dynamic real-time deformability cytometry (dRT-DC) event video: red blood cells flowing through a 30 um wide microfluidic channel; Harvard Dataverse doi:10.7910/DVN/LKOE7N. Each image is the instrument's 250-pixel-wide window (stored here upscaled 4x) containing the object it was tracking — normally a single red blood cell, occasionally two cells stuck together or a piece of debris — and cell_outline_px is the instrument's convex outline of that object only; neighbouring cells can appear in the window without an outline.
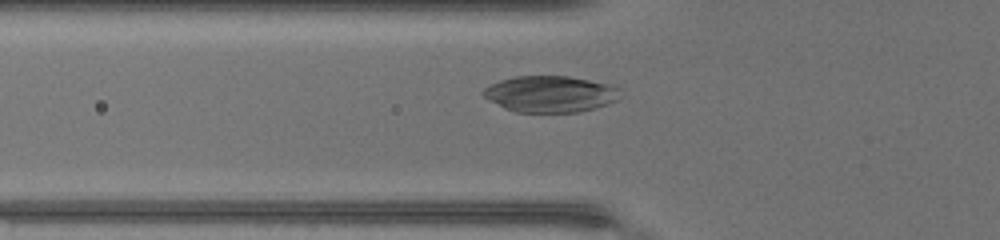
{"species": "common noctule bat (a hibernating species)", "species_latin": "Nyctalus noctula", "temperature_condition": "warm", "stored_images_in_passage": 36, "camera_frame_rate_fps": 3000, "um_per_image_px": 0.085, "animal": {"sex": "female", "body_mass_g": 17.0, "forearm_length_mm": 48.0}, "frame": {"image": 1, "passage_image": 9, "time_ms": 2.667, "image_size_px": [1000, 240], "cell_outline_px": [[620, 88], [616, 100], [608, 104], [580, 112], [516, 112], [504, 108], [484, 96], [480, 92], [484, 88], [500, 80], [516, 76], [568, 76], [608, 84]], "centroid_in_image_um": [46.75, 7.99], "position_along_channel_um": 79.0, "area_um2": 28.78}}
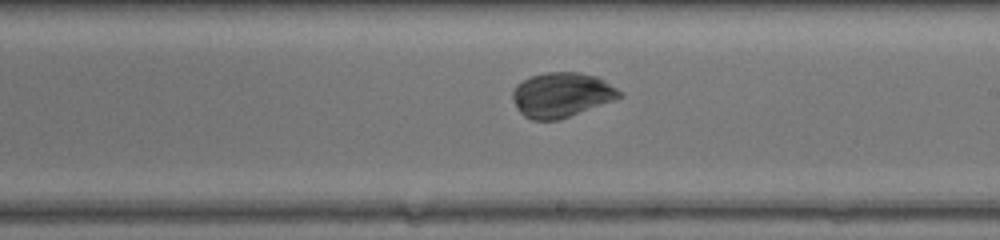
{"frame": {"image": 2, "passage_image": 20, "time_ms": 6.333, "image_size_px": [1000, 240], "cell_outline_px": [[624, 96], [568, 116], [556, 120], [532, 120], [524, 116], [516, 108], [512, 96], [512, 92], [516, 84], [532, 76], [544, 72], [580, 72], [596, 76], [604, 80], [624, 92]], "centroid_in_image_um": [47.73, 8.05], "position_along_channel_um": 241.3, "area_um2": 27.74}}
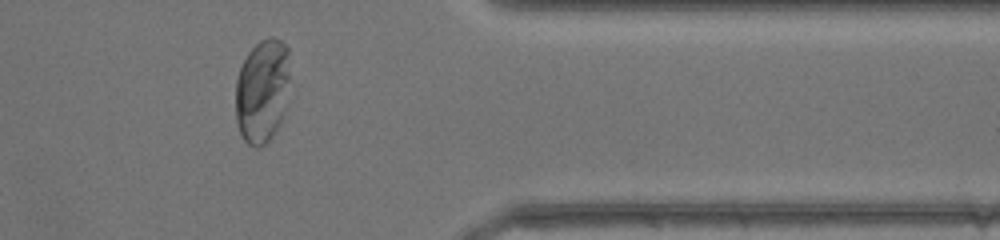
{"frame": {"image": 3, "passage_image": 31, "time_ms": 10.0, "image_size_px": [1000, 240], "cell_outline_px": [[288, 80], [284, 116], [280, 124], [272, 136], [260, 148], [256, 148], [248, 144], [244, 140], [240, 132], [236, 120], [236, 80], [240, 68], [248, 52], [260, 40], [268, 36], [272, 36], [280, 40], [288, 48]], "centroid_in_image_um": [22.28, 7.74], "position_along_channel_um": 389.1, "area_um2": 32.95}}